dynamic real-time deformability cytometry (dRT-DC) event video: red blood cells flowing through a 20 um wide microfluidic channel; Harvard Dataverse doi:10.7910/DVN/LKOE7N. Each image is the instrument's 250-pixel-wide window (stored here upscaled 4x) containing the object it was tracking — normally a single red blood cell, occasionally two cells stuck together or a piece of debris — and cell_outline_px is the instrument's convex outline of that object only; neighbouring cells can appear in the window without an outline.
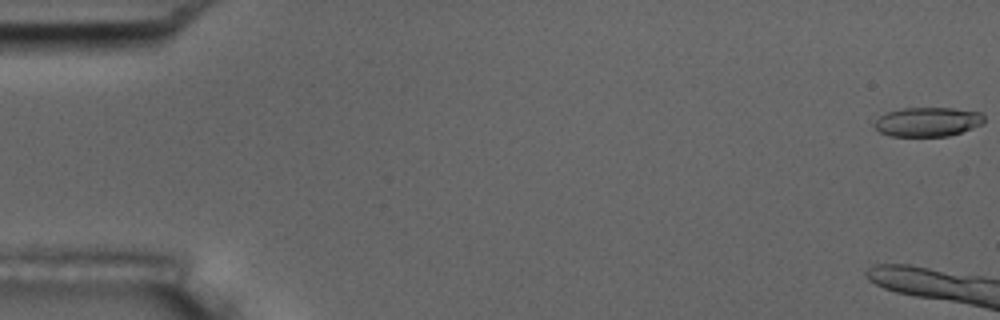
{"species": "common noctule bat (a hibernating species)", "species_latin": "Nyctalus noctula", "temperature_condition": "room temperature", "stored_images_in_passage": 4, "camera_frame_rate_fps": 3000, "um_per_image_px": 0.085, "animal": {"sex": "male", "body_mass_g": 17.5, "forearm_length_mm": 52.3}, "frame": {"image": 1, "passage_image": 1, "time_ms": 0.0, "image_size_px": [1000, 320], "cell_outline_px": [[984, 124], [948, 136], [888, 136], [880, 132], [872, 124], [880, 116], [888, 112], [900, 108], [952, 108], [980, 112], [984, 116]], "centroid_in_image_um": [78.85, 10.36], "position_along_channel_um": 6.2, "area_um2": 18.73}}